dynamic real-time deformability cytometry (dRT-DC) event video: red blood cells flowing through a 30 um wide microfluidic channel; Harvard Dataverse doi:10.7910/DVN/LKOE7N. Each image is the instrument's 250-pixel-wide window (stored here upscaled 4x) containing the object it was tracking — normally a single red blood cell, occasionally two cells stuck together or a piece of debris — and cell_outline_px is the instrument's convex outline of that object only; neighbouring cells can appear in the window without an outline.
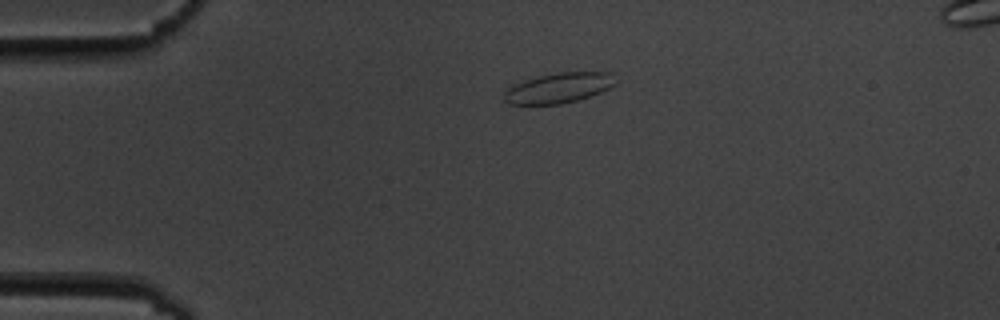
{"species": "common noctule bat (a hibernating species)", "species_latin": "Nyctalus noctula", "temperature_condition": "cold", "stored_images_in_passage": 45, "camera_frame_rate_fps": 3000, "um_per_image_px": 0.085, "animal": {"sex": "male", "body_mass_g": 19.5, "forearm_length_mm": 54.6}, "frame": {"image": 1, "passage_image": 1, "time_ms": 0.0, "image_size_px": [1000, 320], "cell_outline_px": [[616, 84], [600, 92], [576, 100], [560, 104], [508, 104], [504, 100], [504, 92], [512, 84], [524, 80], [540, 76], [560, 72], [612, 72]], "centroid_in_image_um": [47.46, 7.47], "position_along_channel_um": 37.5, "area_um2": 19.42}}
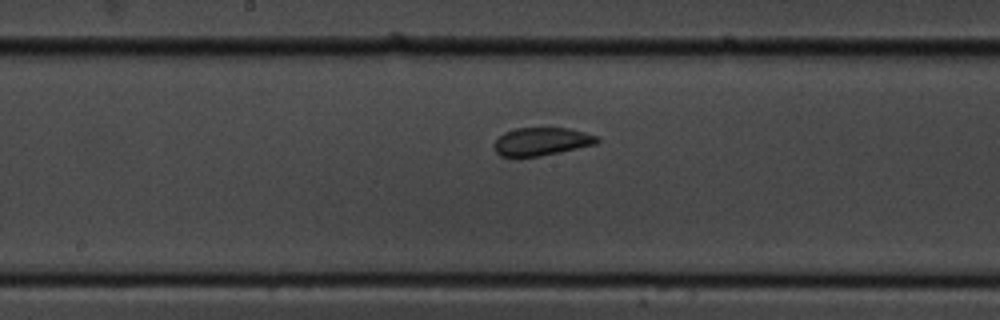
{"frame": {"image": 2, "passage_image": 18, "time_ms": 5.667, "image_size_px": [1000, 320], "cell_outline_px": [[600, 140], [596, 144], [560, 152], [540, 156], [500, 156], [496, 152], [492, 144], [504, 132], [516, 128], [568, 128], [584, 132], [596, 136]], "centroid_in_image_um": [46.01, 12.02], "position_along_channel_um": 202.2, "area_um2": 16.7}}
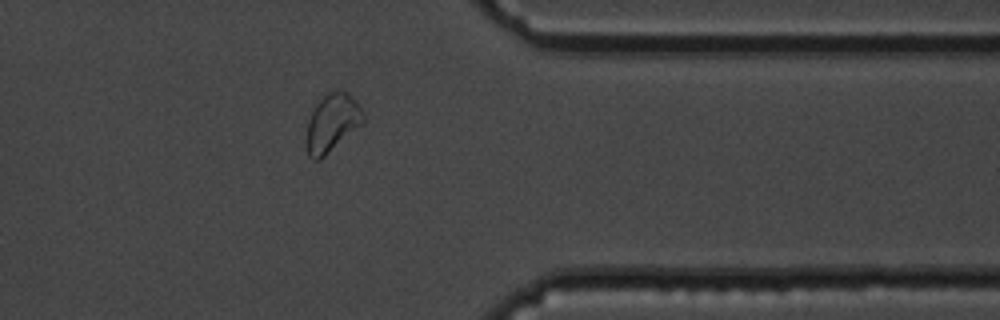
{"frame": {"image": 3, "passage_image": 34, "time_ms": 11.0, "image_size_px": [1000, 320], "cell_outline_px": [[364, 124], [320, 160], [312, 160], [308, 156], [304, 140], [308, 120], [316, 104], [328, 92], [348, 92], [356, 100], [364, 116]], "centroid_in_image_um": [28.21, 10.5], "position_along_channel_um": 383.2, "area_um2": 19.42}, "authors_computed_cell_mechanics": {"area_um2": 17.9758, "velocity_mm_per_s": 3.568, "shape_relaxation_time_tau1_ms": null, "shape_relaxation_time_tau2_ms": 2.1609, "deformation_change_tau1": null, "deformation_change_tau2": 0.0464}}